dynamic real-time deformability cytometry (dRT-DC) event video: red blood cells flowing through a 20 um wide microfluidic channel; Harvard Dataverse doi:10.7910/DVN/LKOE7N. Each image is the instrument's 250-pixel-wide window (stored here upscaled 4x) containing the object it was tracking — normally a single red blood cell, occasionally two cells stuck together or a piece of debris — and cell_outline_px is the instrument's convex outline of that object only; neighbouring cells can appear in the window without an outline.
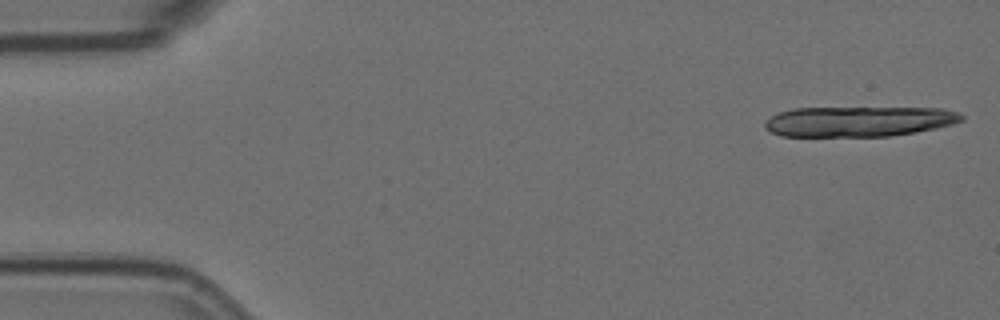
{"species": "Egyptian fruit bat (a non-hibernating species)", "species_latin": "Rousettus aegyptiacus", "temperature_condition": "room temperature", "stored_images_in_passage": 7, "camera_frame_rate_fps": 3000, "um_per_image_px": 0.085, "animal": {"sex": "female"}, "frame": {"image": 1, "passage_image": 1, "time_ms": 0.0, "image_size_px": [1000, 320], "cell_outline_px": [[964, 120], [952, 124], [936, 128], [916, 132], [888, 136], [780, 136], [764, 128], [764, 120], [780, 112], [792, 108], [944, 108], [956, 112], [964, 116]], "centroid_in_image_um": [72.99, 10.32], "position_along_channel_um": 12.0, "area_um2": 34.74}}